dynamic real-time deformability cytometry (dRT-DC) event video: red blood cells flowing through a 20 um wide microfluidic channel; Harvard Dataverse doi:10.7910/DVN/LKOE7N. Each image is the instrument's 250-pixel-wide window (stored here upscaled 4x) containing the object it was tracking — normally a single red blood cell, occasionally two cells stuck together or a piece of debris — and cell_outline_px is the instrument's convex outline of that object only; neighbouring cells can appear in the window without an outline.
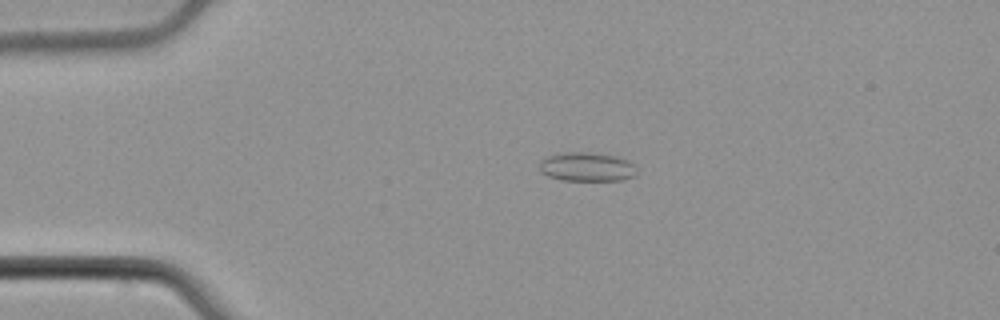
{"species": "common noctule bat (a hibernating species)", "species_latin": "Nyctalus noctula", "temperature_condition": "cold", "stored_images_in_passage": 31, "camera_frame_rate_fps": 3000, "um_per_image_px": 0.085, "animal": {"sex": "male", "body_mass_g": 21.5, "forearm_length_mm": 52.0}, "frame": {"image": 1, "passage_image": 1, "time_ms": 0.0, "image_size_px": [1000, 320], "cell_outline_px": [[640, 172], [636, 176], [620, 180], [560, 180], [548, 176], [540, 172], [540, 160], [544, 156], [564, 152], [584, 152], [612, 156], [628, 160]], "centroid_in_image_um": [49.86, 14.19], "position_along_channel_um": 35.1, "area_um2": 16.53}}
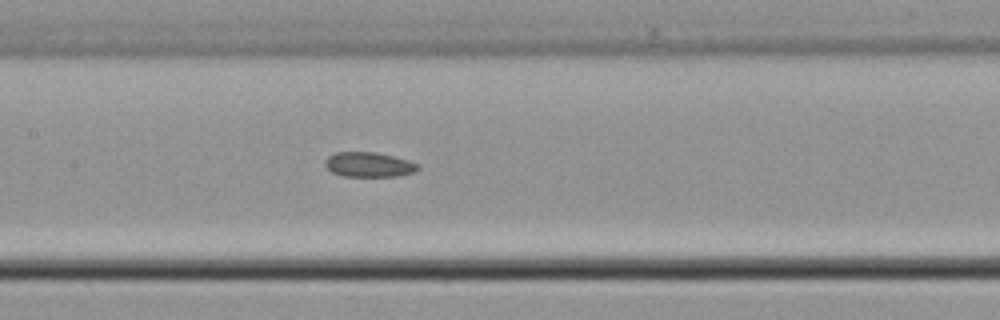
{"frame": {"image": 2, "passage_image": 15, "time_ms": 4.667, "image_size_px": [1000, 320], "cell_outline_px": [[420, 168], [412, 172], [396, 176], [340, 176], [332, 172], [324, 164], [328, 156], [336, 152], [376, 152], [408, 160], [420, 164]], "centroid_in_image_um": [31.35, 13.99], "position_along_channel_um": 176.1, "area_um2": 13.35}}
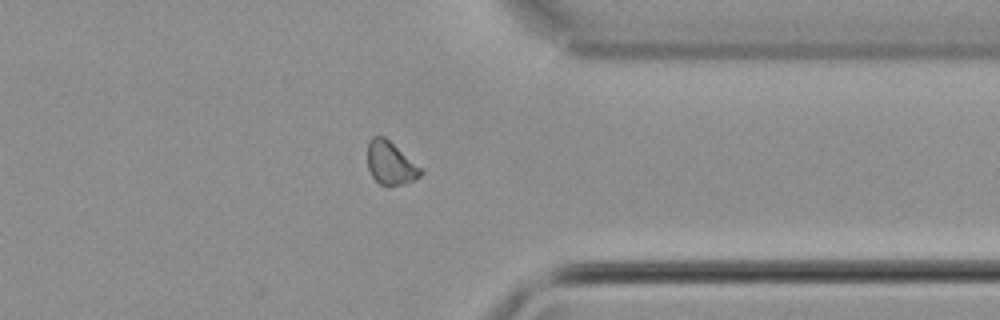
{"frame": {"image": 3, "passage_image": 31, "time_ms": 10.0, "image_size_px": [1000, 320], "cell_outline_px": [[424, 172], [420, 176], [404, 184], [388, 188], [380, 184], [372, 176], [368, 168], [368, 140], [372, 136], [384, 136], [424, 168]], "centroid_in_image_um": [33.23, 13.88], "position_along_channel_um": 378.2, "area_um2": 13.76}}